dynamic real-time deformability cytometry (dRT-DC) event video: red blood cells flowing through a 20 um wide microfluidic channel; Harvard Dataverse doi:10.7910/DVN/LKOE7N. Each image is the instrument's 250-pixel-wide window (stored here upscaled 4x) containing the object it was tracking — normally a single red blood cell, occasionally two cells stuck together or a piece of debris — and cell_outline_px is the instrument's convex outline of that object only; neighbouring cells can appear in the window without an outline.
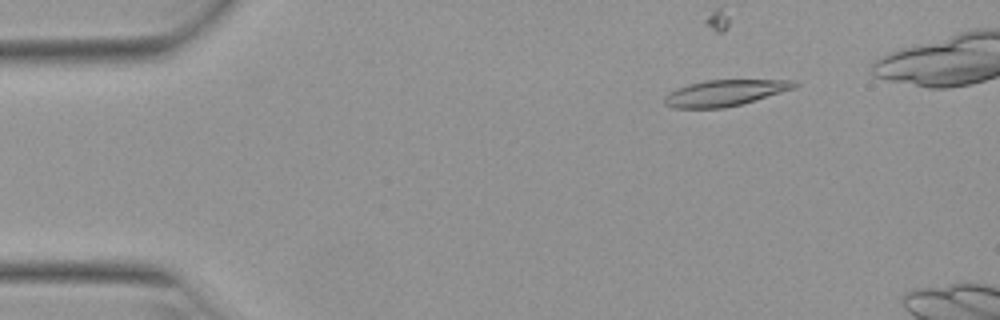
{"species": "Egyptian fruit bat (a non-hibernating species)", "species_latin": "Rousettus aegyptiacus", "temperature_condition": "warm", "stored_images_in_passage": 40, "camera_frame_rate_fps": 3000, "um_per_image_px": 0.085, "animal": {"sex": "female"}, "frame": {"image": 1, "passage_image": 7, "time_ms": 2.0, "image_size_px": [1000, 320], "cell_outline_px": [[800, 84], [796, 88], [756, 100], [724, 108], [676, 108], [664, 104], [664, 96], [668, 92], [676, 88], [688, 84], [704, 80], [796, 80]], "centroid_in_image_um": [61.62, 7.89], "position_along_channel_um": 23.4, "area_um2": 19.94}}
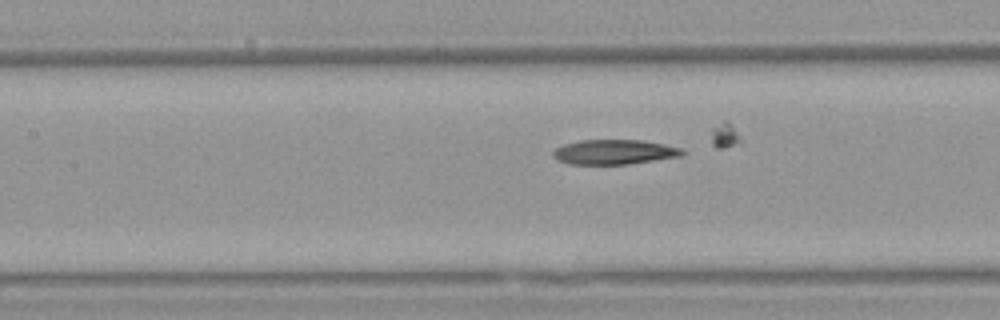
{"frame": {"image": 2, "passage_image": 23, "time_ms": 7.333, "image_size_px": [1000, 320], "cell_outline_px": [[688, 152], [680, 156], [628, 164], [568, 164], [556, 160], [552, 156], [552, 152], [556, 148], [564, 144], [580, 140], [640, 140], [664, 144], [684, 148]], "centroid_in_image_um": [52.22, 12.92], "position_along_channel_um": 155.2, "area_um2": 18.79}}
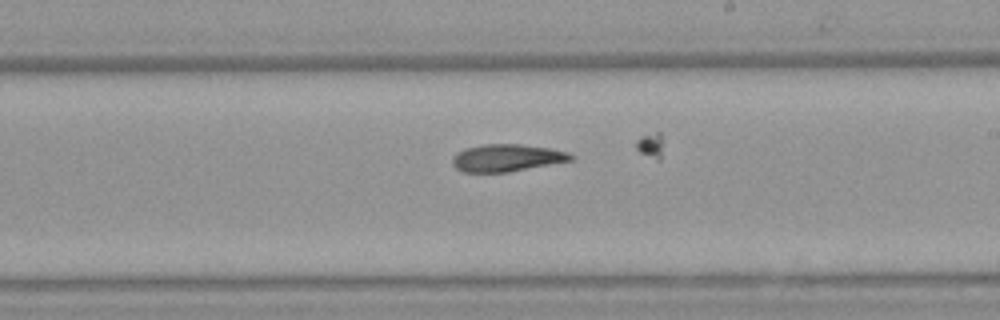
{"frame": {"image": 3, "passage_image": 30, "time_ms": 9.667, "image_size_px": [1000, 320], "cell_outline_px": [[576, 156], [572, 160], [508, 172], [464, 172], [456, 168], [452, 164], [452, 156], [456, 152], [464, 148], [484, 144], [520, 144], [552, 148], [568, 152]], "centroid_in_image_um": [43.07, 13.41], "position_along_channel_um": 245.9, "area_um2": 18.96}}